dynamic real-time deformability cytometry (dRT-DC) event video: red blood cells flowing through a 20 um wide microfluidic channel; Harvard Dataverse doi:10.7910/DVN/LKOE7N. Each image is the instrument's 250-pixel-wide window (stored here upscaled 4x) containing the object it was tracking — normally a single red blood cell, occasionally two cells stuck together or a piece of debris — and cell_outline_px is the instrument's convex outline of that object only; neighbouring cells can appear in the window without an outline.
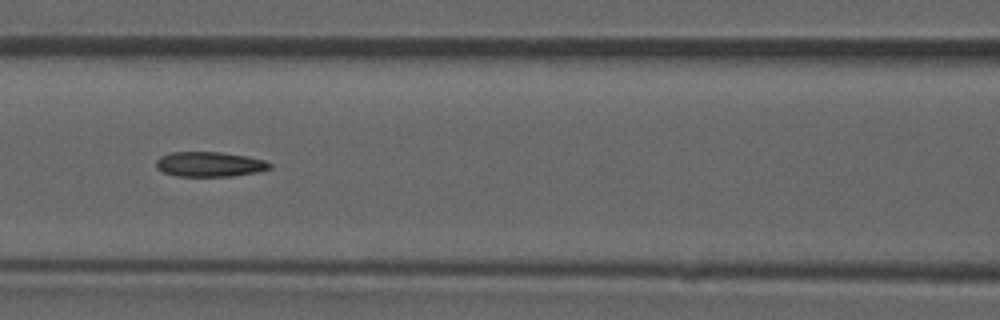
{"species": "common noctule bat (a hibernating species)", "species_latin": "Nyctalus noctula", "temperature_condition": "room temperature", "stored_images_in_passage": 52, "camera_frame_rate_fps": 3000, "um_per_image_px": 0.085, "animal": {"sex": "male", "forearm_length_mm": 52.5}, "frame": {"image": 1, "passage_image": 23, "time_ms": 7.333, "image_size_px": [1000, 320], "cell_outline_px": [[272, 168], [256, 172], [232, 176], [176, 176], [164, 172], [156, 168], [156, 160], [160, 156], [172, 152], [220, 152], [248, 156], [264, 160], [272, 164]], "centroid_in_image_um": [17.82, 13.96], "position_along_channel_um": 148.8, "area_um2": 16.53}, "authors_computed_cell_mechanics": {"area_um2": 16.9354, "velocity_mm_per_s": 3.9322, "shape_relaxation_time_tau1_ms": null, "shape_relaxation_time_tau2_ms": 9.7536, "deformation_change_tau1": null, "deformation_change_tau2": 0.1695}}